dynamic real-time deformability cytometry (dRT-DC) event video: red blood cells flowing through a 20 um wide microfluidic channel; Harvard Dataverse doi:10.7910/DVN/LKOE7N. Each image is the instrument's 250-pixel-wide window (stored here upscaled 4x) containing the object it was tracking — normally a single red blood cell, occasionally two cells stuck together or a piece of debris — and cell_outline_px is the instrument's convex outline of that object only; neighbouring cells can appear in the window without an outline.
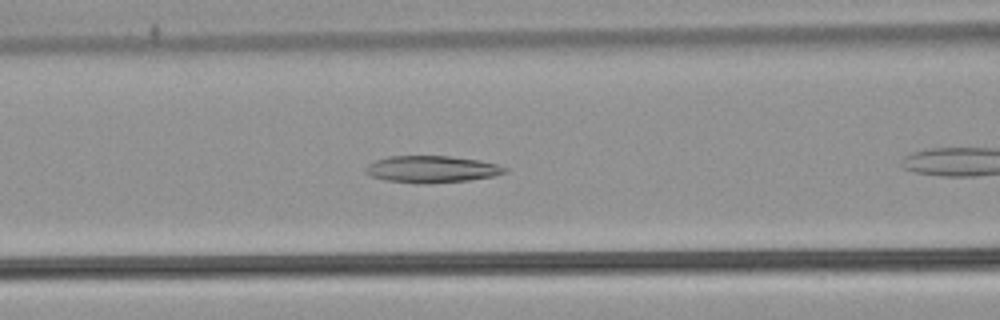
{"species": "common noctule bat (a hibernating species)", "species_latin": "Nyctalus noctula", "temperature_condition": "warm", "stored_images_in_passage": 27, "segment_of_instrument_passage": [1, 2], "camera_frame_rate_fps": 3000, "um_per_image_px": 0.085, "animal": {"sex": "male", "body_mass_g": 21.5, "forearm_length_mm": 52.0}, "frame": {"image": 1, "passage_image": 7, "time_ms": 2.0, "image_size_px": [1000, 320], "cell_outline_px": [[508, 172], [492, 176], [468, 180], [428, 184], [416, 184], [384, 180], [372, 176], [364, 172], [368, 164], [376, 160], [388, 156], [448, 156], [480, 160], [496, 164], [508, 168]], "centroid_in_image_um": [36.68, 14.39], "position_along_channel_um": 129.9, "area_um2": 21.91}}
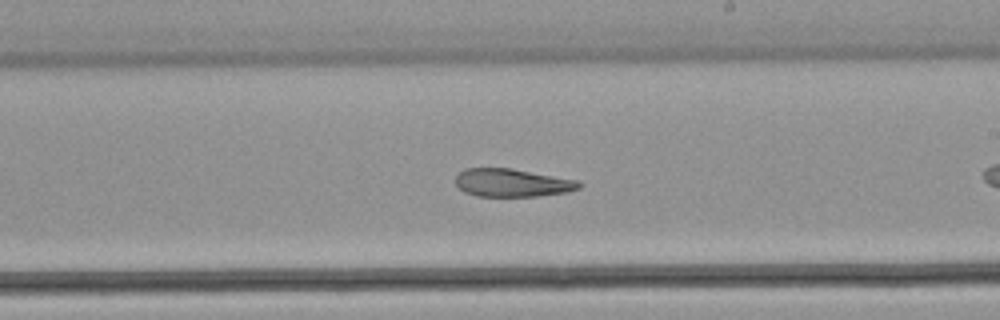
{"frame": {"image": 2, "passage_image": 16, "time_ms": 5.0, "image_size_px": [1000, 320], "cell_outline_px": [[584, 184], [580, 188], [568, 192], [536, 196], [476, 196], [464, 192], [456, 184], [456, 176], [464, 168], [512, 168], [580, 180]], "centroid_in_image_um": [43.59, 15.53], "position_along_channel_um": 245.4, "area_um2": 20.4}}
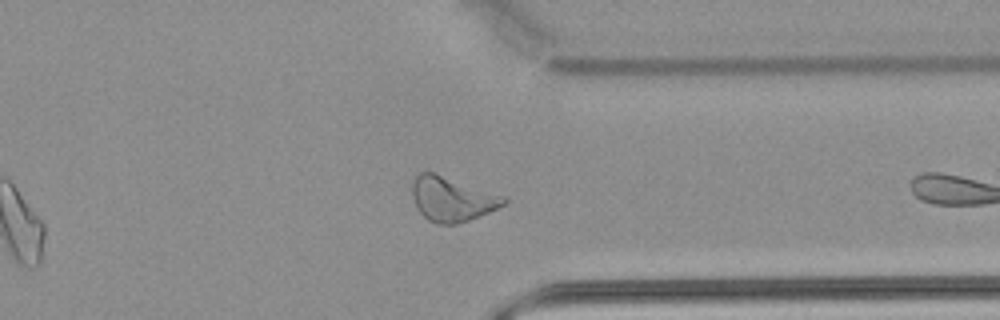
{"frame": {"image": 3, "passage_image": 26, "time_ms": 8.333, "image_size_px": [1000, 320], "cell_outline_px": [[508, 200], [504, 204], [488, 212], [468, 220], [456, 224], [436, 224], [428, 220], [416, 208], [412, 196], [412, 180], [420, 172], [432, 172], [504, 196]], "centroid_in_image_um": [38.36, 16.92], "position_along_channel_um": 373.0, "area_um2": 23.41}}